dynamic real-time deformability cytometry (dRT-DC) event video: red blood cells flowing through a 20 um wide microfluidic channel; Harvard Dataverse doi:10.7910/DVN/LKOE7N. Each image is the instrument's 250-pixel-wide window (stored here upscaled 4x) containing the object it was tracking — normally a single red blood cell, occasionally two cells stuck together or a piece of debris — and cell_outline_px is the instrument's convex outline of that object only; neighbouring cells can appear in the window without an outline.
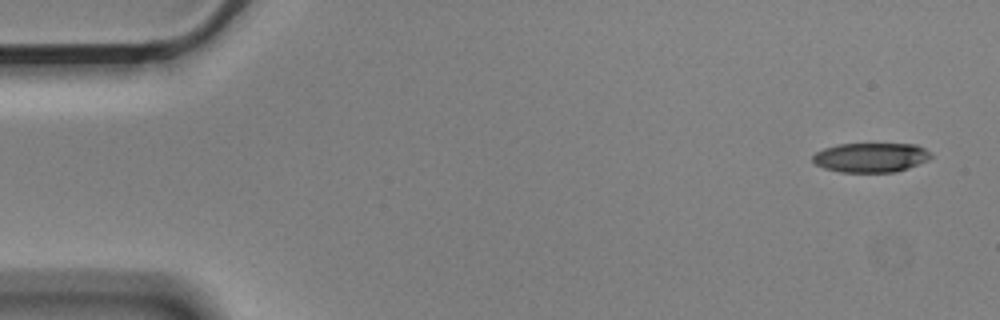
{"species": "Egyptian fruit bat (a non-hibernating species)", "species_latin": "Rousettus aegyptiacus", "temperature_condition": "cold", "stored_images_in_passage": 4, "camera_frame_rate_fps": 3000, "um_per_image_px": 0.085, "animal": {"sex": "male"}, "frame": {"image": 1, "passage_image": 1, "time_ms": 0.0, "image_size_px": [1000, 320], "cell_outline_px": [[932, 156], [928, 160], [908, 168], [896, 172], [840, 172], [824, 168], [816, 164], [812, 160], [812, 156], [816, 152], [824, 148], [836, 144], [916, 144], [924, 148]], "centroid_in_image_um": [74.0, 13.38], "position_along_channel_um": 11.0, "area_um2": 20.29}}
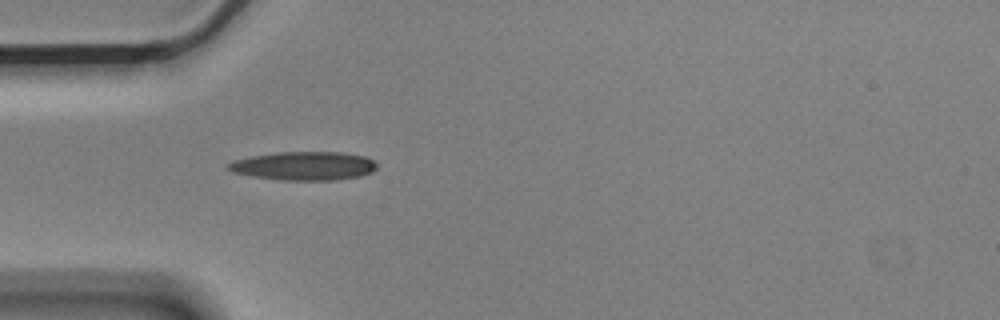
{"frame": {"image": 2, "passage_image": 4, "time_ms": 1.0, "image_size_px": [1000, 320], "cell_outline_px": [[376, 168], [372, 172], [360, 176], [336, 180], [280, 180], [252, 176], [232, 172], [224, 168], [224, 164], [232, 160], [252, 156], [276, 152], [340, 152], [364, 156], [372, 160], [376, 164]], "centroid_in_image_um": [25.76, 14.1], "position_along_channel_um": 59.2, "area_um2": 24.97}}